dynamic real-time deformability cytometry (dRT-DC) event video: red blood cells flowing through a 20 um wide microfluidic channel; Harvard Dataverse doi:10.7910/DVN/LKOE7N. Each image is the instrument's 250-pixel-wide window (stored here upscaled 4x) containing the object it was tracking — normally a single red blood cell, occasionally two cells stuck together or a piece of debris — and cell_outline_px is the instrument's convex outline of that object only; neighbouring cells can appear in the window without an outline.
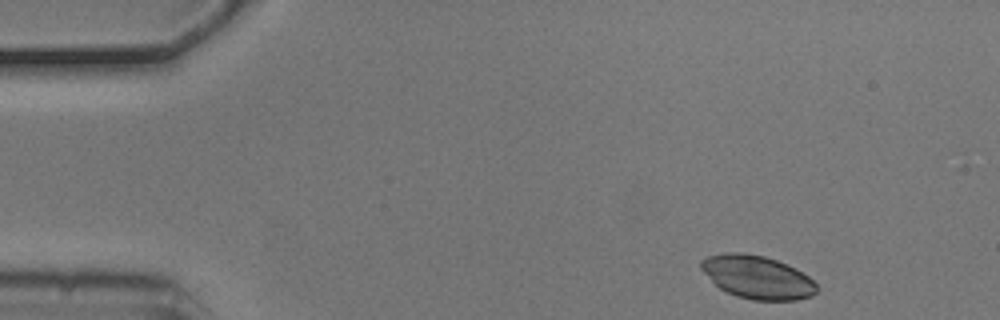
{"species": "common noctule bat (a hibernating species)", "species_latin": "Nyctalus noctula", "temperature_condition": "cold", "stored_images_in_passage": 4, "camera_frame_rate_fps": 3000, "um_per_image_px": 0.085, "animal": {"sex": "male", "body_mass_g": 20.5, "forearm_length_mm": 52.5}, "frame": {"image": 1, "passage_image": 1, "time_ms": 0.0, "image_size_px": [1000, 320], "cell_outline_px": [[820, 288], [812, 296], [796, 300], [752, 300], [736, 296], [720, 288], [700, 268], [700, 260], [708, 256], [728, 252], [744, 252], [764, 256], [776, 260], [796, 268], [808, 276]], "centroid_in_image_um": [64.39, 23.55], "position_along_channel_um": 20.6, "area_um2": 29.07}}